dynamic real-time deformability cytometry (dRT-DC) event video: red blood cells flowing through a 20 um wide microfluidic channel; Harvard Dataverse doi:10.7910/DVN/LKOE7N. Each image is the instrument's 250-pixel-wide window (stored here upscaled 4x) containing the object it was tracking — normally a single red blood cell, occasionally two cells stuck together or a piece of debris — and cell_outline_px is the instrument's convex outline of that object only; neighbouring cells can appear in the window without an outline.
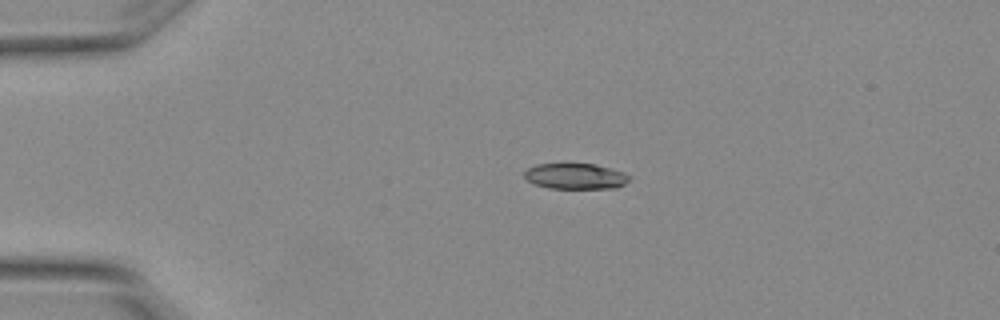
{"species": "Egyptian fruit bat (a non-hibernating species)", "species_latin": "Rousettus aegyptiacus", "temperature_condition": "warm", "stored_images_in_passage": 3, "camera_frame_rate_fps": 3000, "um_per_image_px": 0.085, "animal": {"sex": "female"}, "frame": {"image": 1, "passage_image": 2, "time_ms": 0.333, "image_size_px": [1000, 320], "cell_outline_px": [[632, 176], [624, 184], [616, 188], [548, 188], [536, 184], [528, 180], [524, 176], [524, 172], [528, 168], [536, 164], [568, 160], [596, 164], [624, 172]], "centroid_in_image_um": [48.9, 14.91], "position_along_channel_um": 36.1, "area_um2": 16.53}}